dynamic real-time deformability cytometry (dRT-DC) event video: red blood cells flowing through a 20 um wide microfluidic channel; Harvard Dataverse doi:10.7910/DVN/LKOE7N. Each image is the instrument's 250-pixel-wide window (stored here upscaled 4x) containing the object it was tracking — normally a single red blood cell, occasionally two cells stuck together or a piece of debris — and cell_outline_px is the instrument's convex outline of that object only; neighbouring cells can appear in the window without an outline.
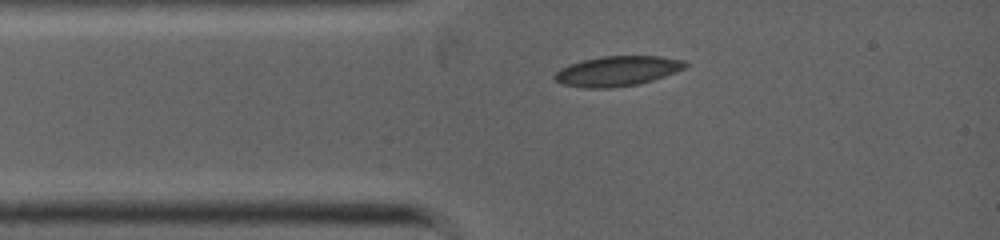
{"species": "common noctule bat (a hibernating species)", "species_latin": "Nyctalus noctula", "temperature_condition": "warm", "stored_images_in_passage": 4, "camera_frame_rate_fps": 5000, "um_per_image_px": 0.085, "animal": {"sex": "female", "body_mass_g": 19.0, "forearm_length_mm": 53.3}, "frame": {"image": 1, "passage_image": 1, "time_ms": 0.0, "image_size_px": [1000, 240], "cell_outline_px": [[688, 64], [684, 68], [676, 72], [640, 84], [612, 88], [584, 88], [564, 84], [556, 80], [552, 76], [560, 68], [584, 60], [600, 56], [660, 56], [684, 60]], "centroid_in_image_um": [52.48, 6.04], "position_along_channel_um": 32.5, "area_um2": 22.77}}
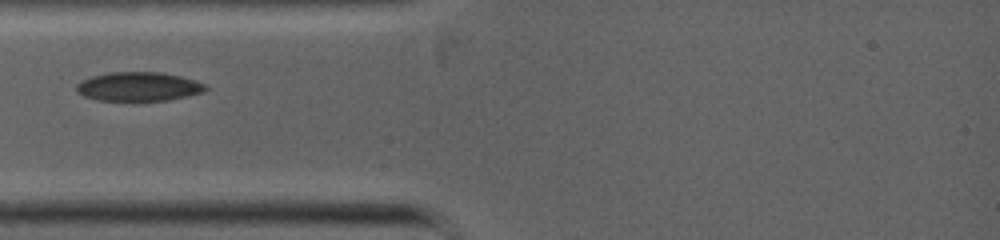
{"frame": {"image": 2, "passage_image": 3, "time_ms": 1.0, "image_size_px": [1000, 240], "cell_outline_px": [[208, 88], [204, 92], [188, 96], [164, 100], [96, 100], [84, 96], [76, 92], [76, 84], [92, 76], [108, 72], [160, 72], [180, 76], [196, 80], [204, 84]], "centroid_in_image_um": [11.78, 7.35], "position_along_channel_um": 73.2, "area_um2": 21.73}}